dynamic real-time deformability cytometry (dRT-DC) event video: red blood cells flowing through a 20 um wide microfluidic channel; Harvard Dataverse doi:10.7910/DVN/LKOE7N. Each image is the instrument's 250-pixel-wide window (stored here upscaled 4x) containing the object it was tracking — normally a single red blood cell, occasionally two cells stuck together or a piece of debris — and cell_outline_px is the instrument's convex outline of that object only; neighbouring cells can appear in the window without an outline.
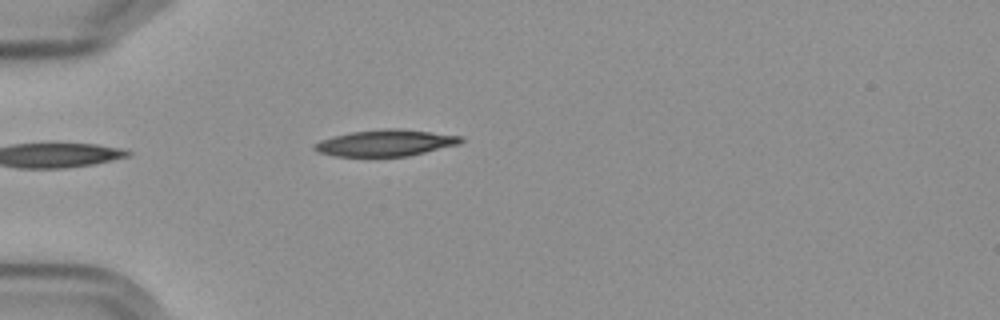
{"species": "Egyptian fruit bat (a non-hibernating species)", "species_latin": "Rousettus aegyptiacus", "temperature_condition": "cold", "stored_images_in_passage": 3, "camera_frame_rate_fps": 3000, "um_per_image_px": 0.085, "frame": {"image": 1, "passage_image": 2, "time_ms": 1.333, "image_size_px": [1000, 320], "cell_outline_px": [[464, 140], [460, 144], [408, 156], [336, 156], [316, 152], [312, 148], [320, 140], [352, 132], [388, 128], [396, 128], [464, 136]], "centroid_in_image_um": [32.81, 12.15], "position_along_channel_um": 52.2, "area_um2": 22.37}}